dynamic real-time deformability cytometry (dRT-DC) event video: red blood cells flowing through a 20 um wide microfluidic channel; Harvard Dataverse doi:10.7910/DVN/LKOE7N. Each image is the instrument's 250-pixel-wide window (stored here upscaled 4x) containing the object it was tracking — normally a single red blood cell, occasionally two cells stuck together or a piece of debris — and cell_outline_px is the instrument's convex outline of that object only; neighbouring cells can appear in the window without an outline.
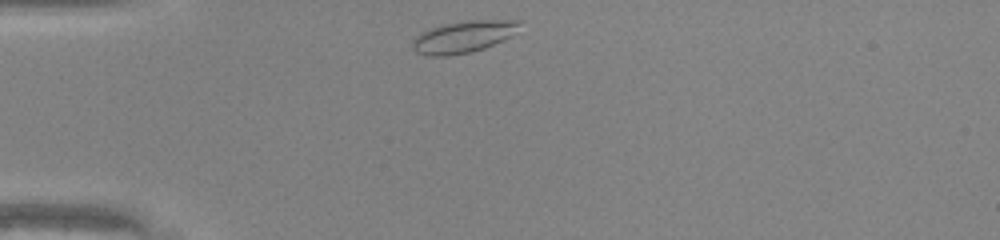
{"species": "common noctule bat (a hibernating species)", "species_latin": "Nyctalus noctula", "temperature_condition": "warm", "stored_images_in_passage": 29, "camera_frame_rate_fps": 3000, "um_per_image_px": 0.085, "animal": {"sex": "male", "body_mass_g": 20.0, "forearm_length_mm": 53.3}, "frame": {"image": 1, "passage_image": 1, "time_ms": 0.0, "image_size_px": [1000, 240], "cell_outline_px": [[520, 20], [512, 36], [484, 48], [468, 52], [448, 56], [428, 56], [416, 52], [412, 48], [412, 40], [420, 32], [428, 28], [444, 24], [464, 20]], "centroid_in_image_um": [39.31, 3.12], "position_along_channel_um": 45.7, "area_um2": 19.83}}
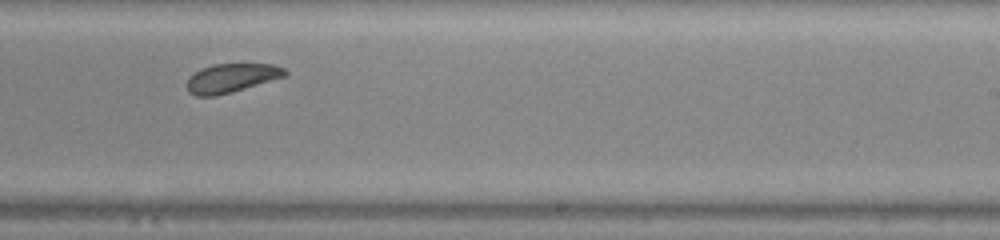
{"frame": {"image": 2, "passage_image": 19, "time_ms": 6.0, "image_size_px": [1000, 240], "cell_outline_px": [[288, 76], [232, 92], [216, 96], [196, 96], [188, 92], [188, 76], [200, 68], [212, 64], [272, 64], [284, 68], [288, 72]], "centroid_in_image_um": [19.68, 6.63], "position_along_channel_um": 269.3, "area_um2": 16.7}}
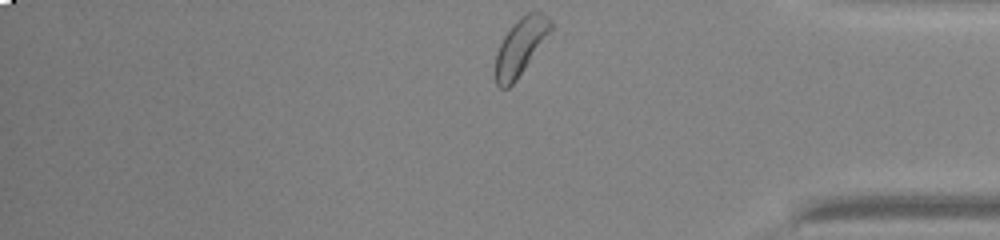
{"frame": {"image": 3, "passage_image": 29, "time_ms": 9.333, "image_size_px": [1000, 240], "cell_outline_px": [[552, 32], [516, 80], [508, 88], [500, 88], [496, 84], [492, 72], [496, 52], [504, 36], [512, 24], [520, 16], [528, 12], [540, 12], [548, 16], [552, 24]], "centroid_in_image_um": [44.21, 3.99], "position_along_channel_um": 391.0, "area_um2": 18.79}, "authors_computed_cell_mechanics": {"area_um2": 17.5712, "velocity_mm_per_s": 4.1679, "shape_relaxation_time_tau1_ms": 2.4611, "shape_relaxation_time_tau2_ms": 1.9389, "deformation_change_tau1": 0.0629, "deformation_change_tau2": 0.0599}}